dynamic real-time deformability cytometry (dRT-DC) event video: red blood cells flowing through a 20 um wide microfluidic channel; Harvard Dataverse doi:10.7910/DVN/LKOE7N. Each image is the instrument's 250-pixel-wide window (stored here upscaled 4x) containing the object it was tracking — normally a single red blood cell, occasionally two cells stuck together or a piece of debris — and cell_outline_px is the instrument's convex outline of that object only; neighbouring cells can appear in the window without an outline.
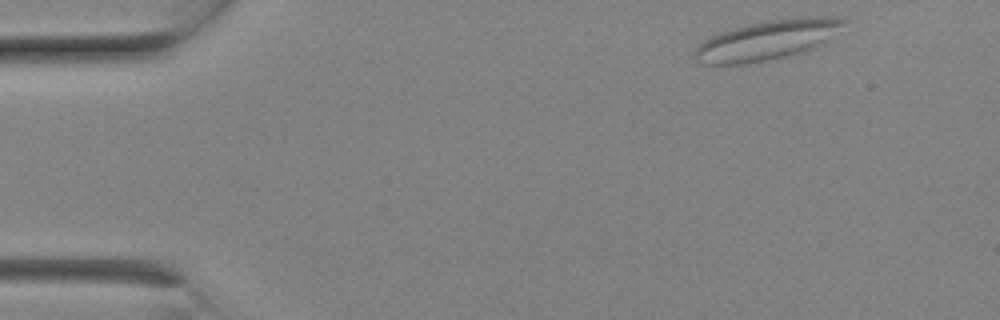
{"species": "Egyptian fruit bat (a non-hibernating species)", "species_latin": "Rousettus aegyptiacus", "temperature_condition": "room temperature", "stored_images_in_passage": 7, "camera_frame_rate_fps": 3000, "um_per_image_px": 0.085, "animal": {"sex": "female"}, "frame": {"image": 1, "passage_image": 1, "time_ms": 0.0, "image_size_px": [1000, 320], "cell_outline_px": [[848, 20], [816, 48], [804, 52], [776, 60], [744, 64], [700, 64], [692, 56], [696, 48], [704, 40], [712, 36], [748, 24], [796, 16], [844, 16]], "centroid_in_image_um": [65.25, 3.42], "position_along_channel_um": 19.8, "area_um2": 34.62}}